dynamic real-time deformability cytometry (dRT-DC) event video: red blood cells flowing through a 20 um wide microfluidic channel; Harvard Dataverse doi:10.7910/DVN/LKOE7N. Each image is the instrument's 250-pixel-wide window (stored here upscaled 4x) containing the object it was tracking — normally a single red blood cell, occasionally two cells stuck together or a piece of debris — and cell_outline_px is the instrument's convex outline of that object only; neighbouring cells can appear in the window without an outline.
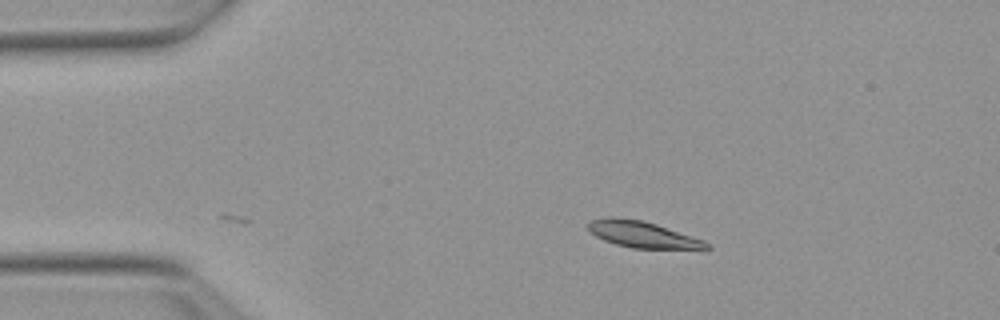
{"species": "Egyptian fruit bat (a non-hibernating species)", "species_latin": "Rousettus aegyptiacus", "temperature_condition": "warm", "stored_images_in_passage": 9, "camera_frame_rate_fps": 3000, "um_per_image_px": 0.085, "animal": {"sex": "female"}, "frame": {"image": 1, "passage_image": 9, "time_ms": 2.667, "image_size_px": [1000, 320], "cell_outline_px": [[712, 248], [632, 248], [616, 244], [604, 240], [588, 232], [588, 220], [608, 216], [616, 216], [640, 220], [656, 224], [704, 240]], "centroid_in_image_um": [54.52, 19.9], "position_along_channel_um": 30.5, "area_um2": 18.03}}